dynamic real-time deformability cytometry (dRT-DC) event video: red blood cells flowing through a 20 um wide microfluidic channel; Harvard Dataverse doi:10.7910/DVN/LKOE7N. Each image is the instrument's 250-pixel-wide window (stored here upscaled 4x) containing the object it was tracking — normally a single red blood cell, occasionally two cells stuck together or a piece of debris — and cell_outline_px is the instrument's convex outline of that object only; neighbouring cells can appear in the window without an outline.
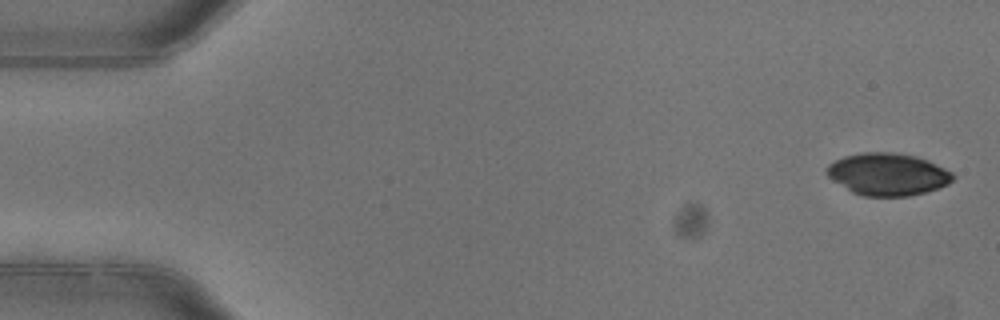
{"species": "common noctule bat (a hibernating species)", "species_latin": "Nyctalus noctula", "temperature_condition": "warm", "stored_images_in_passage": 4, "camera_frame_rate_fps": 3000, "um_per_image_px": 0.085, "animal": {"sex": "female"}, "frame": {"image": 1, "passage_image": 1, "time_ms": 0.0, "image_size_px": [1000, 320], "cell_outline_px": [[956, 176], [948, 184], [924, 192], [908, 196], [864, 196], [852, 192], [832, 180], [824, 172], [828, 164], [844, 156], [860, 152], [896, 152], [916, 156], [928, 160], [952, 172]], "centroid_in_image_um": [75.43, 14.8], "position_along_channel_um": 9.6, "area_um2": 31.15}}
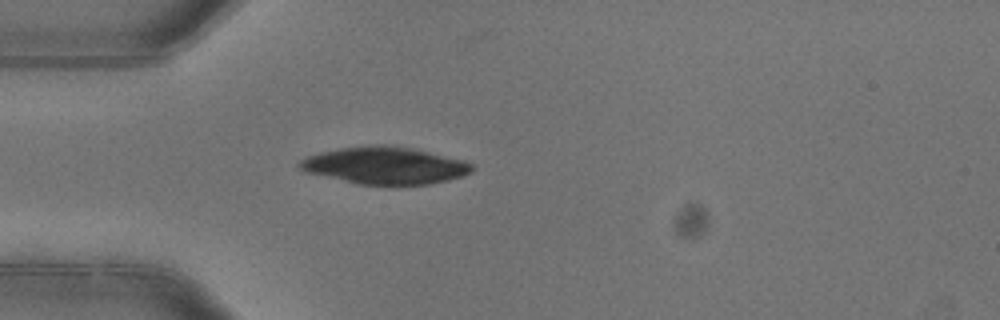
{"frame": {"image": 2, "passage_image": 4, "time_ms": 1.0, "image_size_px": [1000, 320], "cell_outline_px": [[472, 172], [464, 176], [448, 180], [428, 184], [356, 184], [304, 172], [296, 164], [300, 160], [308, 156], [320, 152], [340, 148], [368, 144], [392, 144], [412, 148], [464, 160], [472, 164]], "centroid_in_image_um": [32.68, 14.05], "position_along_channel_um": 52.3, "area_um2": 37.57}}